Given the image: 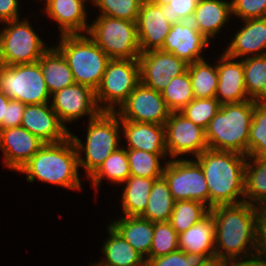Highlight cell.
Masks as SVG:
<instances>
[{
    "label": "cell",
    "instance_id": "34",
    "mask_svg": "<svg viewBox=\"0 0 266 266\" xmlns=\"http://www.w3.org/2000/svg\"><path fill=\"white\" fill-rule=\"evenodd\" d=\"M128 163L130 167V176L161 178L168 161L167 154L150 153L143 150L126 149ZM166 157V159H165ZM165 161L164 164L160 161Z\"/></svg>",
    "mask_w": 266,
    "mask_h": 266
},
{
    "label": "cell",
    "instance_id": "29",
    "mask_svg": "<svg viewBox=\"0 0 266 266\" xmlns=\"http://www.w3.org/2000/svg\"><path fill=\"white\" fill-rule=\"evenodd\" d=\"M159 178L129 176L125 182L122 194V210L124 216H141L148 203L153 183Z\"/></svg>",
    "mask_w": 266,
    "mask_h": 266
},
{
    "label": "cell",
    "instance_id": "43",
    "mask_svg": "<svg viewBox=\"0 0 266 266\" xmlns=\"http://www.w3.org/2000/svg\"><path fill=\"white\" fill-rule=\"evenodd\" d=\"M199 0H171L163 6V15L171 23L191 21Z\"/></svg>",
    "mask_w": 266,
    "mask_h": 266
},
{
    "label": "cell",
    "instance_id": "38",
    "mask_svg": "<svg viewBox=\"0 0 266 266\" xmlns=\"http://www.w3.org/2000/svg\"><path fill=\"white\" fill-rule=\"evenodd\" d=\"M266 155V101L254 106L253 120L249 129L248 156L263 158Z\"/></svg>",
    "mask_w": 266,
    "mask_h": 266
},
{
    "label": "cell",
    "instance_id": "31",
    "mask_svg": "<svg viewBox=\"0 0 266 266\" xmlns=\"http://www.w3.org/2000/svg\"><path fill=\"white\" fill-rule=\"evenodd\" d=\"M244 198L257 207L266 204V161L263 158L247 157Z\"/></svg>",
    "mask_w": 266,
    "mask_h": 266
},
{
    "label": "cell",
    "instance_id": "41",
    "mask_svg": "<svg viewBox=\"0 0 266 266\" xmlns=\"http://www.w3.org/2000/svg\"><path fill=\"white\" fill-rule=\"evenodd\" d=\"M143 0H92L101 11L99 15L110 16L128 21H137Z\"/></svg>",
    "mask_w": 266,
    "mask_h": 266
},
{
    "label": "cell",
    "instance_id": "25",
    "mask_svg": "<svg viewBox=\"0 0 266 266\" xmlns=\"http://www.w3.org/2000/svg\"><path fill=\"white\" fill-rule=\"evenodd\" d=\"M109 225L148 263L154 234V222L140 216H122Z\"/></svg>",
    "mask_w": 266,
    "mask_h": 266
},
{
    "label": "cell",
    "instance_id": "6",
    "mask_svg": "<svg viewBox=\"0 0 266 266\" xmlns=\"http://www.w3.org/2000/svg\"><path fill=\"white\" fill-rule=\"evenodd\" d=\"M55 47L66 59L75 83L96 91L111 58L88 34L60 35Z\"/></svg>",
    "mask_w": 266,
    "mask_h": 266
},
{
    "label": "cell",
    "instance_id": "12",
    "mask_svg": "<svg viewBox=\"0 0 266 266\" xmlns=\"http://www.w3.org/2000/svg\"><path fill=\"white\" fill-rule=\"evenodd\" d=\"M165 145L168 157L176 159L189 154L196 158L208 148L205 129L194 124L180 112H171L164 124ZM182 155V156H181Z\"/></svg>",
    "mask_w": 266,
    "mask_h": 266
},
{
    "label": "cell",
    "instance_id": "23",
    "mask_svg": "<svg viewBox=\"0 0 266 266\" xmlns=\"http://www.w3.org/2000/svg\"><path fill=\"white\" fill-rule=\"evenodd\" d=\"M121 126L125 142L127 141L125 149L167 154L164 125L121 120Z\"/></svg>",
    "mask_w": 266,
    "mask_h": 266
},
{
    "label": "cell",
    "instance_id": "40",
    "mask_svg": "<svg viewBox=\"0 0 266 266\" xmlns=\"http://www.w3.org/2000/svg\"><path fill=\"white\" fill-rule=\"evenodd\" d=\"M221 104L215 98H194L180 113L194 124L206 129L209 122L220 109Z\"/></svg>",
    "mask_w": 266,
    "mask_h": 266
},
{
    "label": "cell",
    "instance_id": "39",
    "mask_svg": "<svg viewBox=\"0 0 266 266\" xmlns=\"http://www.w3.org/2000/svg\"><path fill=\"white\" fill-rule=\"evenodd\" d=\"M178 237L179 234L169 221L154 223V234L148 262L152 258L165 256L179 250Z\"/></svg>",
    "mask_w": 266,
    "mask_h": 266
},
{
    "label": "cell",
    "instance_id": "42",
    "mask_svg": "<svg viewBox=\"0 0 266 266\" xmlns=\"http://www.w3.org/2000/svg\"><path fill=\"white\" fill-rule=\"evenodd\" d=\"M211 260L204 254L185 253L182 250L152 258L147 266H207Z\"/></svg>",
    "mask_w": 266,
    "mask_h": 266
},
{
    "label": "cell",
    "instance_id": "10",
    "mask_svg": "<svg viewBox=\"0 0 266 266\" xmlns=\"http://www.w3.org/2000/svg\"><path fill=\"white\" fill-rule=\"evenodd\" d=\"M3 24L5 27L1 30L2 65L12 66L36 62L50 48L34 31L26 18Z\"/></svg>",
    "mask_w": 266,
    "mask_h": 266
},
{
    "label": "cell",
    "instance_id": "33",
    "mask_svg": "<svg viewBox=\"0 0 266 266\" xmlns=\"http://www.w3.org/2000/svg\"><path fill=\"white\" fill-rule=\"evenodd\" d=\"M204 60L188 64L194 98L215 97L218 86L217 64L210 65ZM208 62V63H207Z\"/></svg>",
    "mask_w": 266,
    "mask_h": 266
},
{
    "label": "cell",
    "instance_id": "8",
    "mask_svg": "<svg viewBox=\"0 0 266 266\" xmlns=\"http://www.w3.org/2000/svg\"><path fill=\"white\" fill-rule=\"evenodd\" d=\"M139 83L138 59H111L95 91L99 108L115 112Z\"/></svg>",
    "mask_w": 266,
    "mask_h": 266
},
{
    "label": "cell",
    "instance_id": "18",
    "mask_svg": "<svg viewBox=\"0 0 266 266\" xmlns=\"http://www.w3.org/2000/svg\"><path fill=\"white\" fill-rule=\"evenodd\" d=\"M45 143L24 127L0 130V149L5 167L19 172Z\"/></svg>",
    "mask_w": 266,
    "mask_h": 266
},
{
    "label": "cell",
    "instance_id": "37",
    "mask_svg": "<svg viewBox=\"0 0 266 266\" xmlns=\"http://www.w3.org/2000/svg\"><path fill=\"white\" fill-rule=\"evenodd\" d=\"M161 95L171 112H180L193 99V89L188 69L185 73L170 80L169 85L161 91Z\"/></svg>",
    "mask_w": 266,
    "mask_h": 266
},
{
    "label": "cell",
    "instance_id": "20",
    "mask_svg": "<svg viewBox=\"0 0 266 266\" xmlns=\"http://www.w3.org/2000/svg\"><path fill=\"white\" fill-rule=\"evenodd\" d=\"M218 59L215 61L218 71L215 98L219 103L222 105L251 100L244 81L243 59L235 61V58L227 56L224 52Z\"/></svg>",
    "mask_w": 266,
    "mask_h": 266
},
{
    "label": "cell",
    "instance_id": "52",
    "mask_svg": "<svg viewBox=\"0 0 266 266\" xmlns=\"http://www.w3.org/2000/svg\"><path fill=\"white\" fill-rule=\"evenodd\" d=\"M0 65H1V31H0Z\"/></svg>",
    "mask_w": 266,
    "mask_h": 266
},
{
    "label": "cell",
    "instance_id": "5",
    "mask_svg": "<svg viewBox=\"0 0 266 266\" xmlns=\"http://www.w3.org/2000/svg\"><path fill=\"white\" fill-rule=\"evenodd\" d=\"M87 122L85 143L71 131L70 138L77 150L79 167L85 169L89 179L111 153L122 147L119 137L122 129L121 120L115 112L102 111ZM81 151L85 157H82Z\"/></svg>",
    "mask_w": 266,
    "mask_h": 266
},
{
    "label": "cell",
    "instance_id": "44",
    "mask_svg": "<svg viewBox=\"0 0 266 266\" xmlns=\"http://www.w3.org/2000/svg\"><path fill=\"white\" fill-rule=\"evenodd\" d=\"M231 8L241 21L266 17V0H232Z\"/></svg>",
    "mask_w": 266,
    "mask_h": 266
},
{
    "label": "cell",
    "instance_id": "1",
    "mask_svg": "<svg viewBox=\"0 0 266 266\" xmlns=\"http://www.w3.org/2000/svg\"><path fill=\"white\" fill-rule=\"evenodd\" d=\"M215 220V260L229 264L261 250L258 207L247 202L210 209Z\"/></svg>",
    "mask_w": 266,
    "mask_h": 266
},
{
    "label": "cell",
    "instance_id": "11",
    "mask_svg": "<svg viewBox=\"0 0 266 266\" xmlns=\"http://www.w3.org/2000/svg\"><path fill=\"white\" fill-rule=\"evenodd\" d=\"M163 177L175 201L195 200L209 207V188L201 166L195 159H170Z\"/></svg>",
    "mask_w": 266,
    "mask_h": 266
},
{
    "label": "cell",
    "instance_id": "36",
    "mask_svg": "<svg viewBox=\"0 0 266 266\" xmlns=\"http://www.w3.org/2000/svg\"><path fill=\"white\" fill-rule=\"evenodd\" d=\"M210 213V208L195 200L175 201L170 217V224L178 234L200 222Z\"/></svg>",
    "mask_w": 266,
    "mask_h": 266
},
{
    "label": "cell",
    "instance_id": "19",
    "mask_svg": "<svg viewBox=\"0 0 266 266\" xmlns=\"http://www.w3.org/2000/svg\"><path fill=\"white\" fill-rule=\"evenodd\" d=\"M172 24L163 15V6L143 0L136 21L141 53L161 50Z\"/></svg>",
    "mask_w": 266,
    "mask_h": 266
},
{
    "label": "cell",
    "instance_id": "47",
    "mask_svg": "<svg viewBox=\"0 0 266 266\" xmlns=\"http://www.w3.org/2000/svg\"><path fill=\"white\" fill-rule=\"evenodd\" d=\"M228 266H266V251L259 250L248 257L230 262Z\"/></svg>",
    "mask_w": 266,
    "mask_h": 266
},
{
    "label": "cell",
    "instance_id": "49",
    "mask_svg": "<svg viewBox=\"0 0 266 266\" xmlns=\"http://www.w3.org/2000/svg\"><path fill=\"white\" fill-rule=\"evenodd\" d=\"M9 98L0 91V130L4 129V119H6V106L9 103Z\"/></svg>",
    "mask_w": 266,
    "mask_h": 266
},
{
    "label": "cell",
    "instance_id": "32",
    "mask_svg": "<svg viewBox=\"0 0 266 266\" xmlns=\"http://www.w3.org/2000/svg\"><path fill=\"white\" fill-rule=\"evenodd\" d=\"M129 176L130 167L126 149L120 147L105 159L89 180L91 182L90 184H92V187H94L97 192L103 179L106 178L105 180H108L113 184H123Z\"/></svg>",
    "mask_w": 266,
    "mask_h": 266
},
{
    "label": "cell",
    "instance_id": "45",
    "mask_svg": "<svg viewBox=\"0 0 266 266\" xmlns=\"http://www.w3.org/2000/svg\"><path fill=\"white\" fill-rule=\"evenodd\" d=\"M26 104L17 101L9 100L6 106V119H4V129L21 126V120Z\"/></svg>",
    "mask_w": 266,
    "mask_h": 266
},
{
    "label": "cell",
    "instance_id": "14",
    "mask_svg": "<svg viewBox=\"0 0 266 266\" xmlns=\"http://www.w3.org/2000/svg\"><path fill=\"white\" fill-rule=\"evenodd\" d=\"M51 97V108L65 127L66 123L77 122L83 116L89 115L90 120L102 112L97 104L95 91L85 85L74 83L53 93Z\"/></svg>",
    "mask_w": 266,
    "mask_h": 266
},
{
    "label": "cell",
    "instance_id": "22",
    "mask_svg": "<svg viewBox=\"0 0 266 266\" xmlns=\"http://www.w3.org/2000/svg\"><path fill=\"white\" fill-rule=\"evenodd\" d=\"M243 22L223 52L235 59L266 55V17Z\"/></svg>",
    "mask_w": 266,
    "mask_h": 266
},
{
    "label": "cell",
    "instance_id": "46",
    "mask_svg": "<svg viewBox=\"0 0 266 266\" xmlns=\"http://www.w3.org/2000/svg\"><path fill=\"white\" fill-rule=\"evenodd\" d=\"M19 0H0V23L20 18Z\"/></svg>",
    "mask_w": 266,
    "mask_h": 266
},
{
    "label": "cell",
    "instance_id": "30",
    "mask_svg": "<svg viewBox=\"0 0 266 266\" xmlns=\"http://www.w3.org/2000/svg\"><path fill=\"white\" fill-rule=\"evenodd\" d=\"M175 200L172 197L169 186L162 176L153 183L148 198L147 207L140 216L151 222H168L174 209Z\"/></svg>",
    "mask_w": 266,
    "mask_h": 266
},
{
    "label": "cell",
    "instance_id": "2",
    "mask_svg": "<svg viewBox=\"0 0 266 266\" xmlns=\"http://www.w3.org/2000/svg\"><path fill=\"white\" fill-rule=\"evenodd\" d=\"M195 161L209 188V208L245 202L246 155L207 148Z\"/></svg>",
    "mask_w": 266,
    "mask_h": 266
},
{
    "label": "cell",
    "instance_id": "48",
    "mask_svg": "<svg viewBox=\"0 0 266 266\" xmlns=\"http://www.w3.org/2000/svg\"><path fill=\"white\" fill-rule=\"evenodd\" d=\"M259 243L261 250L266 251V204L258 207Z\"/></svg>",
    "mask_w": 266,
    "mask_h": 266
},
{
    "label": "cell",
    "instance_id": "24",
    "mask_svg": "<svg viewBox=\"0 0 266 266\" xmlns=\"http://www.w3.org/2000/svg\"><path fill=\"white\" fill-rule=\"evenodd\" d=\"M231 15V1L199 0L191 22L210 41L215 39L222 27H226Z\"/></svg>",
    "mask_w": 266,
    "mask_h": 266
},
{
    "label": "cell",
    "instance_id": "21",
    "mask_svg": "<svg viewBox=\"0 0 266 266\" xmlns=\"http://www.w3.org/2000/svg\"><path fill=\"white\" fill-rule=\"evenodd\" d=\"M88 1L45 0L46 5L43 10L50 20L58 24L60 35L87 34L90 25L87 22L88 13H86L85 3Z\"/></svg>",
    "mask_w": 266,
    "mask_h": 266
},
{
    "label": "cell",
    "instance_id": "9",
    "mask_svg": "<svg viewBox=\"0 0 266 266\" xmlns=\"http://www.w3.org/2000/svg\"><path fill=\"white\" fill-rule=\"evenodd\" d=\"M0 91L26 105L48 103L51 99L38 61L12 66L1 64Z\"/></svg>",
    "mask_w": 266,
    "mask_h": 266
},
{
    "label": "cell",
    "instance_id": "28",
    "mask_svg": "<svg viewBox=\"0 0 266 266\" xmlns=\"http://www.w3.org/2000/svg\"><path fill=\"white\" fill-rule=\"evenodd\" d=\"M38 62L50 95L75 83L66 59L55 46H50Z\"/></svg>",
    "mask_w": 266,
    "mask_h": 266
},
{
    "label": "cell",
    "instance_id": "7",
    "mask_svg": "<svg viewBox=\"0 0 266 266\" xmlns=\"http://www.w3.org/2000/svg\"><path fill=\"white\" fill-rule=\"evenodd\" d=\"M88 35L111 59H138L141 51L136 22L97 15Z\"/></svg>",
    "mask_w": 266,
    "mask_h": 266
},
{
    "label": "cell",
    "instance_id": "3",
    "mask_svg": "<svg viewBox=\"0 0 266 266\" xmlns=\"http://www.w3.org/2000/svg\"><path fill=\"white\" fill-rule=\"evenodd\" d=\"M78 154L69 137L63 142L44 144L20 169L30 183L41 181L69 190H82ZM36 179V180H35Z\"/></svg>",
    "mask_w": 266,
    "mask_h": 266
},
{
    "label": "cell",
    "instance_id": "27",
    "mask_svg": "<svg viewBox=\"0 0 266 266\" xmlns=\"http://www.w3.org/2000/svg\"><path fill=\"white\" fill-rule=\"evenodd\" d=\"M107 229L109 237L101 248L104 259L91 266H147L146 259L109 224Z\"/></svg>",
    "mask_w": 266,
    "mask_h": 266
},
{
    "label": "cell",
    "instance_id": "13",
    "mask_svg": "<svg viewBox=\"0 0 266 266\" xmlns=\"http://www.w3.org/2000/svg\"><path fill=\"white\" fill-rule=\"evenodd\" d=\"M115 113L120 120L164 125L171 111L168 109L161 92L140 82L129 97L116 109Z\"/></svg>",
    "mask_w": 266,
    "mask_h": 266
},
{
    "label": "cell",
    "instance_id": "17",
    "mask_svg": "<svg viewBox=\"0 0 266 266\" xmlns=\"http://www.w3.org/2000/svg\"><path fill=\"white\" fill-rule=\"evenodd\" d=\"M209 43V39L200 33L191 21H181L172 24L161 50L191 64L204 60L201 53Z\"/></svg>",
    "mask_w": 266,
    "mask_h": 266
},
{
    "label": "cell",
    "instance_id": "50",
    "mask_svg": "<svg viewBox=\"0 0 266 266\" xmlns=\"http://www.w3.org/2000/svg\"><path fill=\"white\" fill-rule=\"evenodd\" d=\"M149 1L154 4L164 6V5H167L171 0H149Z\"/></svg>",
    "mask_w": 266,
    "mask_h": 266
},
{
    "label": "cell",
    "instance_id": "4",
    "mask_svg": "<svg viewBox=\"0 0 266 266\" xmlns=\"http://www.w3.org/2000/svg\"><path fill=\"white\" fill-rule=\"evenodd\" d=\"M259 101L222 104L205 129L209 149L236 152L248 156L249 129L254 106Z\"/></svg>",
    "mask_w": 266,
    "mask_h": 266
},
{
    "label": "cell",
    "instance_id": "51",
    "mask_svg": "<svg viewBox=\"0 0 266 266\" xmlns=\"http://www.w3.org/2000/svg\"><path fill=\"white\" fill-rule=\"evenodd\" d=\"M207 266H228V264L213 260Z\"/></svg>",
    "mask_w": 266,
    "mask_h": 266
},
{
    "label": "cell",
    "instance_id": "26",
    "mask_svg": "<svg viewBox=\"0 0 266 266\" xmlns=\"http://www.w3.org/2000/svg\"><path fill=\"white\" fill-rule=\"evenodd\" d=\"M179 250L185 253H200L215 260V220L209 213L200 222L179 234Z\"/></svg>",
    "mask_w": 266,
    "mask_h": 266
},
{
    "label": "cell",
    "instance_id": "16",
    "mask_svg": "<svg viewBox=\"0 0 266 266\" xmlns=\"http://www.w3.org/2000/svg\"><path fill=\"white\" fill-rule=\"evenodd\" d=\"M21 127L27 129L45 144L65 141L70 137V131L51 108L50 102L29 104L25 106Z\"/></svg>",
    "mask_w": 266,
    "mask_h": 266
},
{
    "label": "cell",
    "instance_id": "35",
    "mask_svg": "<svg viewBox=\"0 0 266 266\" xmlns=\"http://www.w3.org/2000/svg\"><path fill=\"white\" fill-rule=\"evenodd\" d=\"M244 81L248 96L256 101H266V55L243 59Z\"/></svg>",
    "mask_w": 266,
    "mask_h": 266
},
{
    "label": "cell",
    "instance_id": "15",
    "mask_svg": "<svg viewBox=\"0 0 266 266\" xmlns=\"http://www.w3.org/2000/svg\"><path fill=\"white\" fill-rule=\"evenodd\" d=\"M140 82L161 92L174 77L185 73L188 63L172 53L152 50L141 53L139 58Z\"/></svg>",
    "mask_w": 266,
    "mask_h": 266
}]
</instances>
